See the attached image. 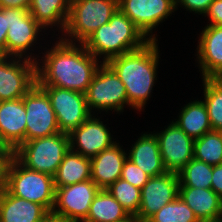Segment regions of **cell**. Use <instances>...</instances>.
<instances>
[{
    "mask_svg": "<svg viewBox=\"0 0 222 222\" xmlns=\"http://www.w3.org/2000/svg\"><path fill=\"white\" fill-rule=\"evenodd\" d=\"M59 40L53 48L43 53L40 62L43 66L36 62V83L86 93L100 66L98 58L83 43L76 45L75 42Z\"/></svg>",
    "mask_w": 222,
    "mask_h": 222,
    "instance_id": "6da1fadb",
    "label": "cell"
},
{
    "mask_svg": "<svg viewBox=\"0 0 222 222\" xmlns=\"http://www.w3.org/2000/svg\"><path fill=\"white\" fill-rule=\"evenodd\" d=\"M158 40H150L142 48L115 56L106 63L123 82L128 105L142 110L157 80L159 62Z\"/></svg>",
    "mask_w": 222,
    "mask_h": 222,
    "instance_id": "7a4b0ae2",
    "label": "cell"
},
{
    "mask_svg": "<svg viewBox=\"0 0 222 222\" xmlns=\"http://www.w3.org/2000/svg\"><path fill=\"white\" fill-rule=\"evenodd\" d=\"M149 42L135 24L119 9L111 16L108 23L96 29L83 43L86 49L103 62L142 48Z\"/></svg>",
    "mask_w": 222,
    "mask_h": 222,
    "instance_id": "3957f363",
    "label": "cell"
},
{
    "mask_svg": "<svg viewBox=\"0 0 222 222\" xmlns=\"http://www.w3.org/2000/svg\"><path fill=\"white\" fill-rule=\"evenodd\" d=\"M5 189L14 196L42 205L51 213L55 203L53 176L23 166L15 157L10 162Z\"/></svg>",
    "mask_w": 222,
    "mask_h": 222,
    "instance_id": "277c9868",
    "label": "cell"
},
{
    "mask_svg": "<svg viewBox=\"0 0 222 222\" xmlns=\"http://www.w3.org/2000/svg\"><path fill=\"white\" fill-rule=\"evenodd\" d=\"M69 149L68 134L59 132L20 144L14 157L28 169L54 176Z\"/></svg>",
    "mask_w": 222,
    "mask_h": 222,
    "instance_id": "5b68a950",
    "label": "cell"
},
{
    "mask_svg": "<svg viewBox=\"0 0 222 222\" xmlns=\"http://www.w3.org/2000/svg\"><path fill=\"white\" fill-rule=\"evenodd\" d=\"M117 9L118 0H71L63 31L68 38L61 39L70 43H84L96 29L109 22Z\"/></svg>",
    "mask_w": 222,
    "mask_h": 222,
    "instance_id": "8992f818",
    "label": "cell"
},
{
    "mask_svg": "<svg viewBox=\"0 0 222 222\" xmlns=\"http://www.w3.org/2000/svg\"><path fill=\"white\" fill-rule=\"evenodd\" d=\"M99 63L101 64L85 93L88 109L90 112L94 109L123 112L125 104L128 105L126 88L107 63L101 60Z\"/></svg>",
    "mask_w": 222,
    "mask_h": 222,
    "instance_id": "52a82bcc",
    "label": "cell"
},
{
    "mask_svg": "<svg viewBox=\"0 0 222 222\" xmlns=\"http://www.w3.org/2000/svg\"><path fill=\"white\" fill-rule=\"evenodd\" d=\"M48 95L60 132L69 134L91 115L86 94L56 86H40Z\"/></svg>",
    "mask_w": 222,
    "mask_h": 222,
    "instance_id": "ba28073f",
    "label": "cell"
},
{
    "mask_svg": "<svg viewBox=\"0 0 222 222\" xmlns=\"http://www.w3.org/2000/svg\"><path fill=\"white\" fill-rule=\"evenodd\" d=\"M26 110V141L60 132L47 93L36 83L23 97Z\"/></svg>",
    "mask_w": 222,
    "mask_h": 222,
    "instance_id": "9c48e42d",
    "label": "cell"
},
{
    "mask_svg": "<svg viewBox=\"0 0 222 222\" xmlns=\"http://www.w3.org/2000/svg\"><path fill=\"white\" fill-rule=\"evenodd\" d=\"M100 191L91 180L56 188L55 203L52 214L68 222H83L90 209V205Z\"/></svg>",
    "mask_w": 222,
    "mask_h": 222,
    "instance_id": "30bf717a",
    "label": "cell"
},
{
    "mask_svg": "<svg viewBox=\"0 0 222 222\" xmlns=\"http://www.w3.org/2000/svg\"><path fill=\"white\" fill-rule=\"evenodd\" d=\"M8 31L6 35V56L18 57L37 62V58L25 55L27 50L36 43L42 27L22 8H7ZM39 32V33H38ZM24 55V56H23Z\"/></svg>",
    "mask_w": 222,
    "mask_h": 222,
    "instance_id": "8fae6325",
    "label": "cell"
},
{
    "mask_svg": "<svg viewBox=\"0 0 222 222\" xmlns=\"http://www.w3.org/2000/svg\"><path fill=\"white\" fill-rule=\"evenodd\" d=\"M16 58L0 56V102L21 99L36 84V62Z\"/></svg>",
    "mask_w": 222,
    "mask_h": 222,
    "instance_id": "7c38bea8",
    "label": "cell"
},
{
    "mask_svg": "<svg viewBox=\"0 0 222 222\" xmlns=\"http://www.w3.org/2000/svg\"><path fill=\"white\" fill-rule=\"evenodd\" d=\"M118 9L152 41L157 40L152 30L175 11L176 0H118Z\"/></svg>",
    "mask_w": 222,
    "mask_h": 222,
    "instance_id": "4fadbf2b",
    "label": "cell"
},
{
    "mask_svg": "<svg viewBox=\"0 0 222 222\" xmlns=\"http://www.w3.org/2000/svg\"><path fill=\"white\" fill-rule=\"evenodd\" d=\"M179 177L177 173L166 172L150 177L141 189V203L135 218L146 222L167 203L179 196Z\"/></svg>",
    "mask_w": 222,
    "mask_h": 222,
    "instance_id": "5bb4252c",
    "label": "cell"
},
{
    "mask_svg": "<svg viewBox=\"0 0 222 222\" xmlns=\"http://www.w3.org/2000/svg\"><path fill=\"white\" fill-rule=\"evenodd\" d=\"M155 135L159 142L164 168L167 172L179 173L193 159L194 139L181 130L174 121Z\"/></svg>",
    "mask_w": 222,
    "mask_h": 222,
    "instance_id": "9a60e30c",
    "label": "cell"
},
{
    "mask_svg": "<svg viewBox=\"0 0 222 222\" xmlns=\"http://www.w3.org/2000/svg\"><path fill=\"white\" fill-rule=\"evenodd\" d=\"M68 136L70 150L90 159L116 143L112 141L106 124L104 125L100 118L97 119L92 115Z\"/></svg>",
    "mask_w": 222,
    "mask_h": 222,
    "instance_id": "2e32d148",
    "label": "cell"
},
{
    "mask_svg": "<svg viewBox=\"0 0 222 222\" xmlns=\"http://www.w3.org/2000/svg\"><path fill=\"white\" fill-rule=\"evenodd\" d=\"M199 41L196 55L202 79H211L222 71V25L205 26Z\"/></svg>",
    "mask_w": 222,
    "mask_h": 222,
    "instance_id": "e0dca14e",
    "label": "cell"
},
{
    "mask_svg": "<svg viewBox=\"0 0 222 222\" xmlns=\"http://www.w3.org/2000/svg\"><path fill=\"white\" fill-rule=\"evenodd\" d=\"M26 124L23 98L0 102V135L11 149L26 142Z\"/></svg>",
    "mask_w": 222,
    "mask_h": 222,
    "instance_id": "ac0fdd59",
    "label": "cell"
},
{
    "mask_svg": "<svg viewBox=\"0 0 222 222\" xmlns=\"http://www.w3.org/2000/svg\"><path fill=\"white\" fill-rule=\"evenodd\" d=\"M127 156L117 142L106 148L91 158V180L100 189H107L121 177Z\"/></svg>",
    "mask_w": 222,
    "mask_h": 222,
    "instance_id": "d6986e66",
    "label": "cell"
},
{
    "mask_svg": "<svg viewBox=\"0 0 222 222\" xmlns=\"http://www.w3.org/2000/svg\"><path fill=\"white\" fill-rule=\"evenodd\" d=\"M179 197L189 206L200 222L222 220V198L211 188L179 187Z\"/></svg>",
    "mask_w": 222,
    "mask_h": 222,
    "instance_id": "ffe728a7",
    "label": "cell"
},
{
    "mask_svg": "<svg viewBox=\"0 0 222 222\" xmlns=\"http://www.w3.org/2000/svg\"><path fill=\"white\" fill-rule=\"evenodd\" d=\"M49 212L40 204L0 191V222H41Z\"/></svg>",
    "mask_w": 222,
    "mask_h": 222,
    "instance_id": "44dd1931",
    "label": "cell"
},
{
    "mask_svg": "<svg viewBox=\"0 0 222 222\" xmlns=\"http://www.w3.org/2000/svg\"><path fill=\"white\" fill-rule=\"evenodd\" d=\"M127 157L150 177L166 173L161 159L159 142L155 133L143 134L132 144Z\"/></svg>",
    "mask_w": 222,
    "mask_h": 222,
    "instance_id": "7402d4cb",
    "label": "cell"
},
{
    "mask_svg": "<svg viewBox=\"0 0 222 222\" xmlns=\"http://www.w3.org/2000/svg\"><path fill=\"white\" fill-rule=\"evenodd\" d=\"M70 5L71 0H32L28 11L43 29L56 25L63 33Z\"/></svg>",
    "mask_w": 222,
    "mask_h": 222,
    "instance_id": "603a6c76",
    "label": "cell"
},
{
    "mask_svg": "<svg viewBox=\"0 0 222 222\" xmlns=\"http://www.w3.org/2000/svg\"><path fill=\"white\" fill-rule=\"evenodd\" d=\"M53 179L55 188L91 179V159L69 149Z\"/></svg>",
    "mask_w": 222,
    "mask_h": 222,
    "instance_id": "cb8c5ba5",
    "label": "cell"
},
{
    "mask_svg": "<svg viewBox=\"0 0 222 222\" xmlns=\"http://www.w3.org/2000/svg\"><path fill=\"white\" fill-rule=\"evenodd\" d=\"M130 218L128 212L106 189H100L83 222H125Z\"/></svg>",
    "mask_w": 222,
    "mask_h": 222,
    "instance_id": "d4e9b609",
    "label": "cell"
},
{
    "mask_svg": "<svg viewBox=\"0 0 222 222\" xmlns=\"http://www.w3.org/2000/svg\"><path fill=\"white\" fill-rule=\"evenodd\" d=\"M175 124L193 139L202 137L212 130L206 106L203 101H191L182 107Z\"/></svg>",
    "mask_w": 222,
    "mask_h": 222,
    "instance_id": "484cf974",
    "label": "cell"
},
{
    "mask_svg": "<svg viewBox=\"0 0 222 222\" xmlns=\"http://www.w3.org/2000/svg\"><path fill=\"white\" fill-rule=\"evenodd\" d=\"M193 158L209 165L222 164V136L211 130L202 137L194 139Z\"/></svg>",
    "mask_w": 222,
    "mask_h": 222,
    "instance_id": "4316f807",
    "label": "cell"
},
{
    "mask_svg": "<svg viewBox=\"0 0 222 222\" xmlns=\"http://www.w3.org/2000/svg\"><path fill=\"white\" fill-rule=\"evenodd\" d=\"M213 166L192 159L178 174L179 187L211 188Z\"/></svg>",
    "mask_w": 222,
    "mask_h": 222,
    "instance_id": "83f0119b",
    "label": "cell"
},
{
    "mask_svg": "<svg viewBox=\"0 0 222 222\" xmlns=\"http://www.w3.org/2000/svg\"><path fill=\"white\" fill-rule=\"evenodd\" d=\"M128 212L135 217L141 203V189L119 178L106 189Z\"/></svg>",
    "mask_w": 222,
    "mask_h": 222,
    "instance_id": "f1b7e54d",
    "label": "cell"
},
{
    "mask_svg": "<svg viewBox=\"0 0 222 222\" xmlns=\"http://www.w3.org/2000/svg\"><path fill=\"white\" fill-rule=\"evenodd\" d=\"M204 104L212 130L222 129V88L212 79H203Z\"/></svg>",
    "mask_w": 222,
    "mask_h": 222,
    "instance_id": "f546056e",
    "label": "cell"
},
{
    "mask_svg": "<svg viewBox=\"0 0 222 222\" xmlns=\"http://www.w3.org/2000/svg\"><path fill=\"white\" fill-rule=\"evenodd\" d=\"M146 222H200L189 206L178 196Z\"/></svg>",
    "mask_w": 222,
    "mask_h": 222,
    "instance_id": "4dcf8cb0",
    "label": "cell"
},
{
    "mask_svg": "<svg viewBox=\"0 0 222 222\" xmlns=\"http://www.w3.org/2000/svg\"><path fill=\"white\" fill-rule=\"evenodd\" d=\"M120 178L129 182L133 186L142 189L150 176L127 158L123 164Z\"/></svg>",
    "mask_w": 222,
    "mask_h": 222,
    "instance_id": "1f68e13d",
    "label": "cell"
},
{
    "mask_svg": "<svg viewBox=\"0 0 222 222\" xmlns=\"http://www.w3.org/2000/svg\"><path fill=\"white\" fill-rule=\"evenodd\" d=\"M13 157V149H0V191L6 187L7 172Z\"/></svg>",
    "mask_w": 222,
    "mask_h": 222,
    "instance_id": "d6a6232c",
    "label": "cell"
},
{
    "mask_svg": "<svg viewBox=\"0 0 222 222\" xmlns=\"http://www.w3.org/2000/svg\"><path fill=\"white\" fill-rule=\"evenodd\" d=\"M214 0H176V8L180 4L186 10L197 14H205Z\"/></svg>",
    "mask_w": 222,
    "mask_h": 222,
    "instance_id": "836d02e7",
    "label": "cell"
},
{
    "mask_svg": "<svg viewBox=\"0 0 222 222\" xmlns=\"http://www.w3.org/2000/svg\"><path fill=\"white\" fill-rule=\"evenodd\" d=\"M204 16L209 17L208 25H222V0H214Z\"/></svg>",
    "mask_w": 222,
    "mask_h": 222,
    "instance_id": "e575fe53",
    "label": "cell"
},
{
    "mask_svg": "<svg viewBox=\"0 0 222 222\" xmlns=\"http://www.w3.org/2000/svg\"><path fill=\"white\" fill-rule=\"evenodd\" d=\"M7 8H0V56H6Z\"/></svg>",
    "mask_w": 222,
    "mask_h": 222,
    "instance_id": "d590c367",
    "label": "cell"
},
{
    "mask_svg": "<svg viewBox=\"0 0 222 222\" xmlns=\"http://www.w3.org/2000/svg\"><path fill=\"white\" fill-rule=\"evenodd\" d=\"M211 189L222 198V164L213 166Z\"/></svg>",
    "mask_w": 222,
    "mask_h": 222,
    "instance_id": "8d00e7d4",
    "label": "cell"
},
{
    "mask_svg": "<svg viewBox=\"0 0 222 222\" xmlns=\"http://www.w3.org/2000/svg\"><path fill=\"white\" fill-rule=\"evenodd\" d=\"M32 0H0V8H22L28 10Z\"/></svg>",
    "mask_w": 222,
    "mask_h": 222,
    "instance_id": "74e56055",
    "label": "cell"
},
{
    "mask_svg": "<svg viewBox=\"0 0 222 222\" xmlns=\"http://www.w3.org/2000/svg\"><path fill=\"white\" fill-rule=\"evenodd\" d=\"M41 222H68V221L52 213H48Z\"/></svg>",
    "mask_w": 222,
    "mask_h": 222,
    "instance_id": "f35d334b",
    "label": "cell"
},
{
    "mask_svg": "<svg viewBox=\"0 0 222 222\" xmlns=\"http://www.w3.org/2000/svg\"><path fill=\"white\" fill-rule=\"evenodd\" d=\"M219 87L222 88V71L211 78Z\"/></svg>",
    "mask_w": 222,
    "mask_h": 222,
    "instance_id": "ab89813d",
    "label": "cell"
},
{
    "mask_svg": "<svg viewBox=\"0 0 222 222\" xmlns=\"http://www.w3.org/2000/svg\"><path fill=\"white\" fill-rule=\"evenodd\" d=\"M0 149H11L2 139L1 135H0Z\"/></svg>",
    "mask_w": 222,
    "mask_h": 222,
    "instance_id": "60d3db41",
    "label": "cell"
},
{
    "mask_svg": "<svg viewBox=\"0 0 222 222\" xmlns=\"http://www.w3.org/2000/svg\"><path fill=\"white\" fill-rule=\"evenodd\" d=\"M125 222H139L135 217H131L129 220Z\"/></svg>",
    "mask_w": 222,
    "mask_h": 222,
    "instance_id": "b9f144b4",
    "label": "cell"
}]
</instances>
